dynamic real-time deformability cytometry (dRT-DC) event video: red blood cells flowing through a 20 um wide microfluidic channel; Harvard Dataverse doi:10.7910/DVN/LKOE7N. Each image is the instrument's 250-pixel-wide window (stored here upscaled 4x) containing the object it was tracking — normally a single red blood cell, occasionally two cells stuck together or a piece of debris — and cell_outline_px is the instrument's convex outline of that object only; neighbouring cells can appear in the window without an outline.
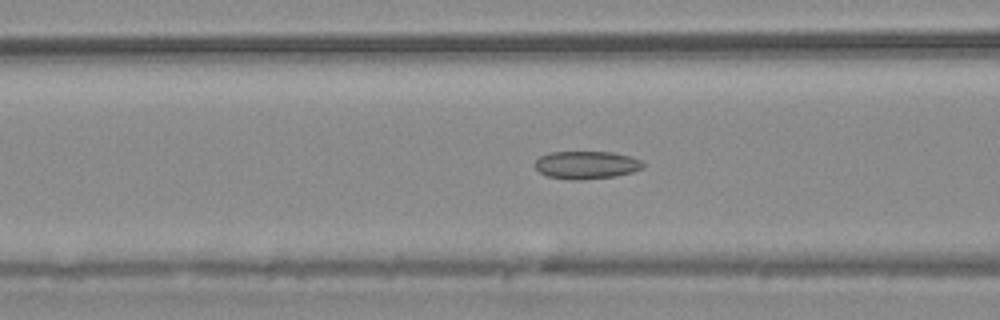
{"species": "common noctule bat (a hibernating species)", "species_latin": "Nyctalus noctula", "temperature_condition": "warm", "stored_images_in_passage": 41, "camera_frame_rate_fps": 3000, "um_per_image_px": 0.085, "animal": {"sex": "male", "body_mass_g": 20.4}, "frame": {"image": 1, "passage_image": 15, "time_ms": 4.667, "image_size_px": [1000, 320], "cell_outline_px": [[644, 168], [632, 172], [616, 176], [580, 180], [572, 180], [548, 176], [540, 172], [536, 168], [536, 160], [540, 156], [548, 152], [612, 152], [628, 156], [640, 160], [644, 164]], "centroid_in_image_um": [49.85, 14.02], "position_along_channel_um": 116.8, "area_um2": 17.46}}
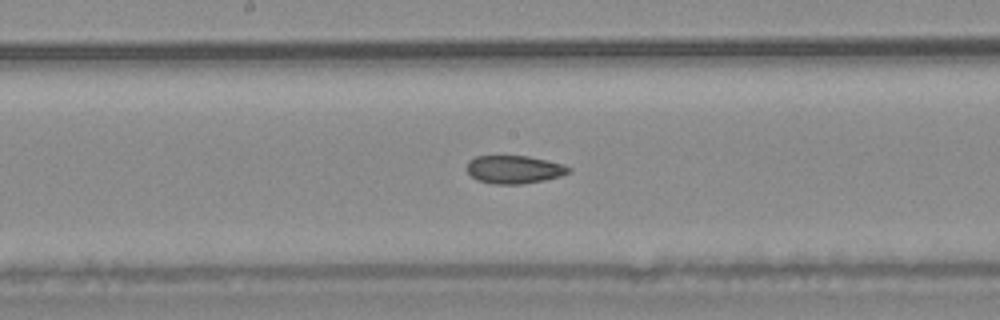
{"frame": {"image": 2, "passage_image": 22, "time_ms": 7.0, "image_size_px": [1000, 320], "cell_outline_px": [[572, 168], [568, 172], [560, 176], [544, 180], [520, 184], [492, 184], [476, 180], [468, 172], [468, 160], [476, 156], [528, 156], [564, 164]], "centroid_in_image_um": [43.7, 14.4], "position_along_channel_um": 204.5, "area_um2": 16.59}}
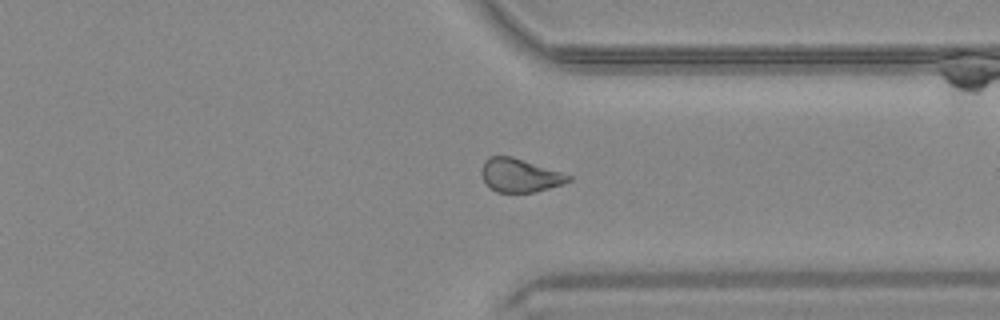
{"frame": {"image": 3, "passage_image": 35, "time_ms": 11.333, "image_size_px": [1000, 320], "cell_outline_px": [[572, 180], [564, 184], [532, 192], [496, 192], [484, 180], [480, 172], [484, 160], [488, 156], [512, 156], [572, 176]], "centroid_in_image_um": [44.17, 14.89], "position_along_channel_um": 367.2, "area_um2": 16.76}}